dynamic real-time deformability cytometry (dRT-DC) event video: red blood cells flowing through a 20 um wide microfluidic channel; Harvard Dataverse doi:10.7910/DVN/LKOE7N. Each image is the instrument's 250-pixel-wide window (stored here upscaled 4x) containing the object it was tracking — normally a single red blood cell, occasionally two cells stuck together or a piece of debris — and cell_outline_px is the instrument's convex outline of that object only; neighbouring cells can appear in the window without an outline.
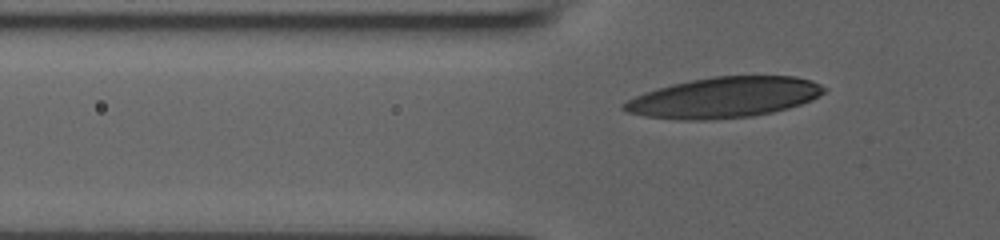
{"species": "human", "species_latin": "Homo sapiens", "temperature_condition": "room temperature", "stored_images_in_passage": 30, "camera_frame_rate_fps": 3000, "um_per_image_px": 0.085, "donor": {"sex": "male"}, "frame": {"image": 1, "passage_image": 7, "time_ms": 2.0, "image_size_px": [1000, 240], "cell_outline_px": [[828, 88], [820, 96], [812, 100], [788, 108], [772, 112], [752, 116], [708, 120], [680, 120], [644, 116], [628, 112], [620, 108], [620, 104], [644, 92], [656, 88], [672, 84], [712, 76], [796, 76], [812, 80]], "centroid_in_image_um": [61.55, 8.28], "position_along_channel_um": 64.3, "area_um2": 47.51}}
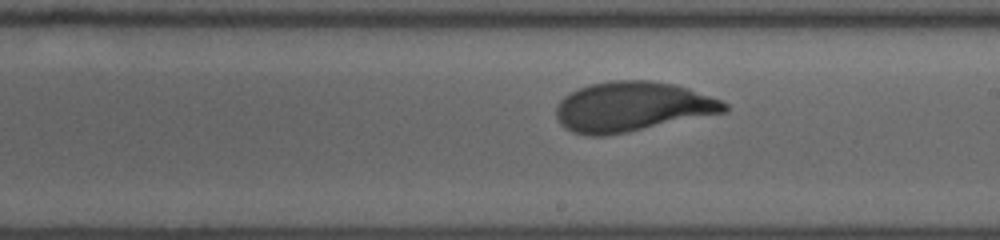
{"frame": {"image": 2, "passage_image": 20, "time_ms": 6.333, "image_size_px": [1000, 240], "cell_outline_px": [[728, 112], [628, 132], [604, 136], [592, 136], [572, 132], [564, 128], [560, 124], [556, 116], [556, 104], [564, 96], [580, 88], [592, 84], [612, 80], [648, 80], [672, 84], [688, 88], [720, 100], [728, 104]], "centroid_in_image_um": [53.73, 9.08], "position_along_channel_um": 235.3, "area_um2": 48.84}}
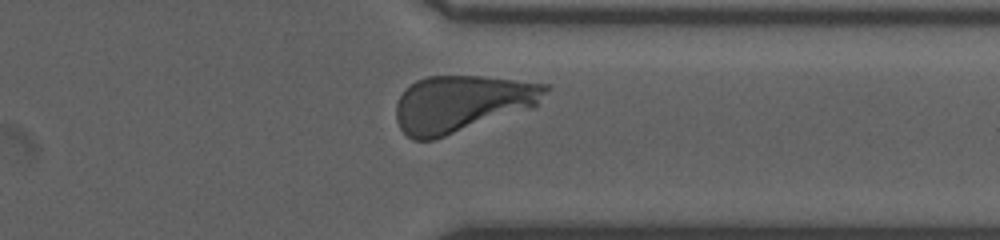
{"frame": {"image": 3, "passage_image": 30, "time_ms": 9.667, "image_size_px": [1000, 240], "cell_outline_px": [[552, 88], [532, 108], [432, 140], [412, 140], [400, 128], [396, 120], [396, 104], [404, 88], [416, 80], [428, 76], [484, 76], [548, 84]], "centroid_in_image_um": [39.24, 8.79], "position_along_channel_um": 372.2, "area_um2": 49.36}}